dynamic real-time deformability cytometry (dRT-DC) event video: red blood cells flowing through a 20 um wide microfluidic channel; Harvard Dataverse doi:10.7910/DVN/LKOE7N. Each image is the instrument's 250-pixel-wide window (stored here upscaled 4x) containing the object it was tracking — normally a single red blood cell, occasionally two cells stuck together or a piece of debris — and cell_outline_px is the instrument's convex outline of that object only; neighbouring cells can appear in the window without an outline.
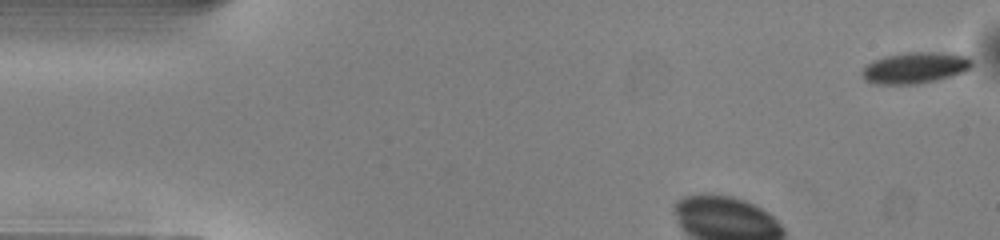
{"species": "common noctule bat (a hibernating species)", "species_latin": "Nyctalus noctula", "temperature_condition": "warm", "stored_images_in_passage": 46, "camera_frame_rate_fps": 3000, "um_per_image_px": 0.085, "animal": {"sex": "male", "body_mass_g": 13.0, "forearm_length_mm": 53.1}, "frame": {"image": 1, "passage_image": 1, "time_ms": 0.0, "image_size_px": [1000, 240], "cell_outline_px": [[972, 68], [964, 72], [952, 76], [920, 84], [872, 84], [864, 80], [860, 72], [864, 64], [872, 60], [884, 56], [908, 52], [940, 52], [968, 56], [972, 60]], "centroid_in_image_um": [77.74, 5.77], "position_along_channel_um": 7.3, "area_um2": 20.46}}
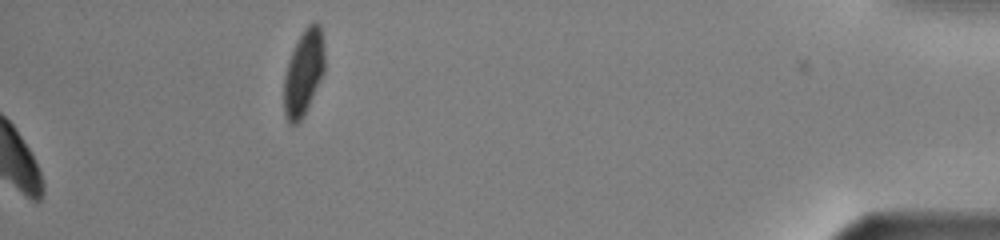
{"frame": {"image": 2, "passage_image": 46, "time_ms": 15.0, "image_size_px": [1000, 240], "cell_outline_px": [[324, 72], [300, 120], [296, 124], [288, 124], [284, 116], [284, 76], [288, 60], [304, 28], [312, 20], [316, 20], [320, 24], [324, 44]], "centroid_in_image_um": [25.8, 6.12], "position_along_channel_um": 409.4, "area_um2": 20.17}}